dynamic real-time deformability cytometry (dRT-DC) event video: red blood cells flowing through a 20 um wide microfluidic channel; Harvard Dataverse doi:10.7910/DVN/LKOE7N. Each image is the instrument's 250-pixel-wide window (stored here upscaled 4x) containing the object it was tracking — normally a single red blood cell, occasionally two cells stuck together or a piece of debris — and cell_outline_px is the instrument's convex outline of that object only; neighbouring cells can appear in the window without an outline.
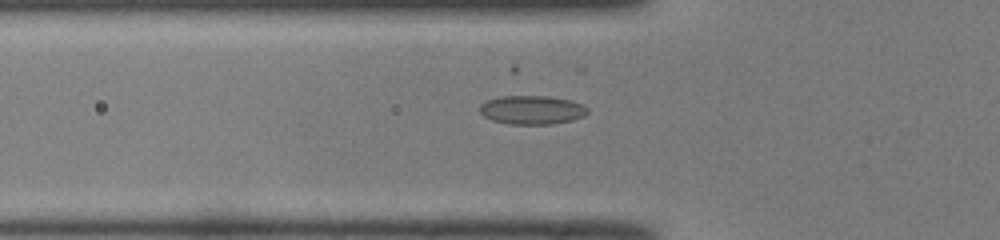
{"species": "common noctule bat (a hibernating species)", "species_latin": "Nyctalus noctula", "temperature_condition": "room temperature", "stored_images_in_passage": 41, "camera_frame_rate_fps": 3000, "um_per_image_px": 0.085, "animal": {"sex": "male", "body_mass_g": 19.0, "forearm_length_mm": 50.8}, "frame": {"image": 1, "passage_image": 13, "time_ms": 4.0, "image_size_px": [1000, 240], "cell_outline_px": [[588, 112], [584, 116], [572, 120], [552, 124], [508, 124], [492, 120], [484, 116], [480, 112], [480, 104], [488, 100], [500, 96], [548, 96], [568, 100], [580, 104], [588, 108]], "centroid_in_image_um": [45.2, 9.35], "position_along_channel_um": 80.6, "area_um2": 17.98}}
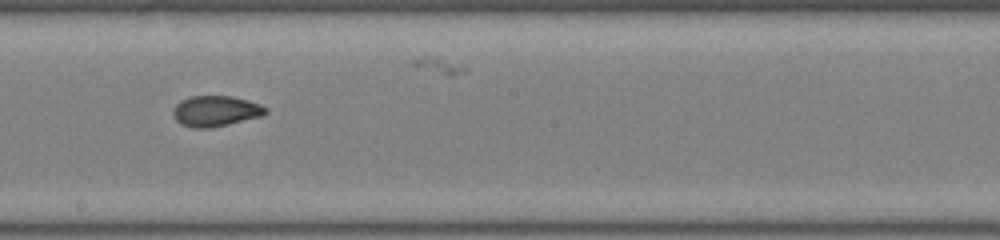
{"frame": {"image": 2, "passage_image": 24, "time_ms": 7.667, "image_size_px": [1000, 240], "cell_outline_px": [[268, 112], [264, 116], [212, 128], [192, 128], [180, 124], [172, 116], [172, 112], [176, 104], [180, 100], [188, 96], [232, 96], [248, 100], [260, 104], [268, 108]], "centroid_in_image_um": [18.33, 9.45], "position_along_channel_um": 229.9, "area_um2": 16.94}}
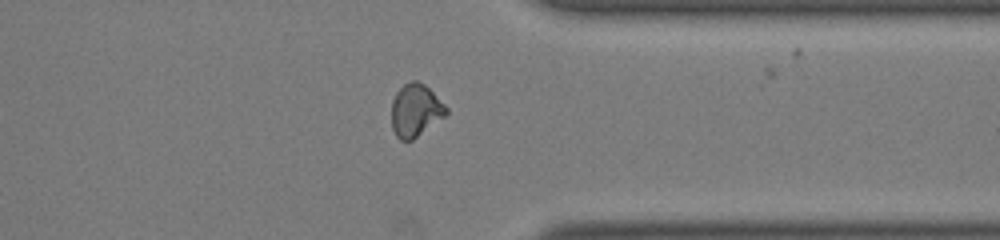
{"frame": {"image": 3, "passage_image": 35, "time_ms": 11.333, "image_size_px": [1000, 240], "cell_outline_px": [[448, 112], [444, 116], [412, 140], [400, 140], [396, 136], [392, 128], [392, 100], [396, 92], [404, 84], [412, 80], [416, 80], [424, 84], [448, 108]], "centroid_in_image_um": [35.29, 9.37], "position_along_channel_um": 376.1, "area_um2": 16.53}, "authors_computed_cell_mechanics": {"area_um2": 16.5308, "velocity_mm_per_s": 4.0669, "shape_relaxation_time_tau1_ms": null, "shape_relaxation_time_tau2_ms": 1.2717, "deformation_change_tau1": null, "deformation_change_tau2": 0.0534}}